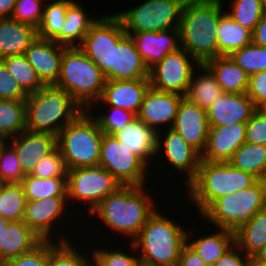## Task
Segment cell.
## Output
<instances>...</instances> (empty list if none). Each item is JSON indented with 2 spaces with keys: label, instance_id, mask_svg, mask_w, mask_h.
I'll use <instances>...</instances> for the list:
<instances>
[{
  "label": "cell",
  "instance_id": "cb8c5ba5",
  "mask_svg": "<svg viewBox=\"0 0 266 266\" xmlns=\"http://www.w3.org/2000/svg\"><path fill=\"white\" fill-rule=\"evenodd\" d=\"M149 87V79L106 81L99 101L137 115Z\"/></svg>",
  "mask_w": 266,
  "mask_h": 266
},
{
  "label": "cell",
  "instance_id": "603a6c76",
  "mask_svg": "<svg viewBox=\"0 0 266 266\" xmlns=\"http://www.w3.org/2000/svg\"><path fill=\"white\" fill-rule=\"evenodd\" d=\"M10 144L17 152L25 175L31 174L35 165L57 147L55 135L28 130L13 137Z\"/></svg>",
  "mask_w": 266,
  "mask_h": 266
},
{
  "label": "cell",
  "instance_id": "7c38bea8",
  "mask_svg": "<svg viewBox=\"0 0 266 266\" xmlns=\"http://www.w3.org/2000/svg\"><path fill=\"white\" fill-rule=\"evenodd\" d=\"M126 35L120 18L116 15L99 16L85 35L79 48L96 64L109 81V54L113 46Z\"/></svg>",
  "mask_w": 266,
  "mask_h": 266
},
{
  "label": "cell",
  "instance_id": "d6986e66",
  "mask_svg": "<svg viewBox=\"0 0 266 266\" xmlns=\"http://www.w3.org/2000/svg\"><path fill=\"white\" fill-rule=\"evenodd\" d=\"M246 123L222 127H209L207 145L201 161L229 162L234 153L245 143Z\"/></svg>",
  "mask_w": 266,
  "mask_h": 266
},
{
  "label": "cell",
  "instance_id": "74e56055",
  "mask_svg": "<svg viewBox=\"0 0 266 266\" xmlns=\"http://www.w3.org/2000/svg\"><path fill=\"white\" fill-rule=\"evenodd\" d=\"M1 61L27 95L35 93L45 86L25 54L9 56Z\"/></svg>",
  "mask_w": 266,
  "mask_h": 266
},
{
  "label": "cell",
  "instance_id": "816d5d0a",
  "mask_svg": "<svg viewBox=\"0 0 266 266\" xmlns=\"http://www.w3.org/2000/svg\"><path fill=\"white\" fill-rule=\"evenodd\" d=\"M246 94L257 108L266 102V71L249 76Z\"/></svg>",
  "mask_w": 266,
  "mask_h": 266
},
{
  "label": "cell",
  "instance_id": "ac0fdd59",
  "mask_svg": "<svg viewBox=\"0 0 266 266\" xmlns=\"http://www.w3.org/2000/svg\"><path fill=\"white\" fill-rule=\"evenodd\" d=\"M65 46L55 41L36 36L25 52L28 62L45 86L55 85L61 67L62 53Z\"/></svg>",
  "mask_w": 266,
  "mask_h": 266
},
{
  "label": "cell",
  "instance_id": "d6a6232c",
  "mask_svg": "<svg viewBox=\"0 0 266 266\" xmlns=\"http://www.w3.org/2000/svg\"><path fill=\"white\" fill-rule=\"evenodd\" d=\"M87 16L82 5L72 2L67 11L64 26L62 27V46L79 47L90 30L91 26L99 17ZM75 42H77L75 44Z\"/></svg>",
  "mask_w": 266,
  "mask_h": 266
},
{
  "label": "cell",
  "instance_id": "7dc6e473",
  "mask_svg": "<svg viewBox=\"0 0 266 266\" xmlns=\"http://www.w3.org/2000/svg\"><path fill=\"white\" fill-rule=\"evenodd\" d=\"M49 240H42L32 250L7 259L0 266H48Z\"/></svg>",
  "mask_w": 266,
  "mask_h": 266
},
{
  "label": "cell",
  "instance_id": "f5cc1de1",
  "mask_svg": "<svg viewBox=\"0 0 266 266\" xmlns=\"http://www.w3.org/2000/svg\"><path fill=\"white\" fill-rule=\"evenodd\" d=\"M239 250L234 244L212 266H251V259L246 254L243 257Z\"/></svg>",
  "mask_w": 266,
  "mask_h": 266
},
{
  "label": "cell",
  "instance_id": "e7e4bbea",
  "mask_svg": "<svg viewBox=\"0 0 266 266\" xmlns=\"http://www.w3.org/2000/svg\"><path fill=\"white\" fill-rule=\"evenodd\" d=\"M263 5H264L265 12H266V0H263Z\"/></svg>",
  "mask_w": 266,
  "mask_h": 266
},
{
  "label": "cell",
  "instance_id": "60d3db41",
  "mask_svg": "<svg viewBox=\"0 0 266 266\" xmlns=\"http://www.w3.org/2000/svg\"><path fill=\"white\" fill-rule=\"evenodd\" d=\"M231 12H226L235 22L252 32L265 14L263 0H233Z\"/></svg>",
  "mask_w": 266,
  "mask_h": 266
},
{
  "label": "cell",
  "instance_id": "11a10c76",
  "mask_svg": "<svg viewBox=\"0 0 266 266\" xmlns=\"http://www.w3.org/2000/svg\"><path fill=\"white\" fill-rule=\"evenodd\" d=\"M252 42L256 45L266 47V12L255 26L252 33Z\"/></svg>",
  "mask_w": 266,
  "mask_h": 266
},
{
  "label": "cell",
  "instance_id": "4fadbf2b",
  "mask_svg": "<svg viewBox=\"0 0 266 266\" xmlns=\"http://www.w3.org/2000/svg\"><path fill=\"white\" fill-rule=\"evenodd\" d=\"M199 65L186 50L180 48L176 52L167 54L149 69L150 87L184 96L194 72V66Z\"/></svg>",
  "mask_w": 266,
  "mask_h": 266
},
{
  "label": "cell",
  "instance_id": "681fc988",
  "mask_svg": "<svg viewBox=\"0 0 266 266\" xmlns=\"http://www.w3.org/2000/svg\"><path fill=\"white\" fill-rule=\"evenodd\" d=\"M27 94L0 60V99L25 101Z\"/></svg>",
  "mask_w": 266,
  "mask_h": 266
},
{
  "label": "cell",
  "instance_id": "ee69618b",
  "mask_svg": "<svg viewBox=\"0 0 266 266\" xmlns=\"http://www.w3.org/2000/svg\"><path fill=\"white\" fill-rule=\"evenodd\" d=\"M42 2L46 3L44 0H16L10 18L37 29L43 17Z\"/></svg>",
  "mask_w": 266,
  "mask_h": 266
},
{
  "label": "cell",
  "instance_id": "ffe728a7",
  "mask_svg": "<svg viewBox=\"0 0 266 266\" xmlns=\"http://www.w3.org/2000/svg\"><path fill=\"white\" fill-rule=\"evenodd\" d=\"M167 131L168 132L163 140H161L162 137H160V131L157 132L156 154L160 153L163 148L165 151L164 155L167 159L166 161H168V163H170L177 171L180 170L181 172H186L188 179L186 185H188L197 174L201 155L172 128H169Z\"/></svg>",
  "mask_w": 266,
  "mask_h": 266
},
{
  "label": "cell",
  "instance_id": "e575fe53",
  "mask_svg": "<svg viewBox=\"0 0 266 266\" xmlns=\"http://www.w3.org/2000/svg\"><path fill=\"white\" fill-rule=\"evenodd\" d=\"M72 2V0L46 2L41 23L36 29L37 36L62 45V27L65 23L66 11Z\"/></svg>",
  "mask_w": 266,
  "mask_h": 266
},
{
  "label": "cell",
  "instance_id": "be15d7a7",
  "mask_svg": "<svg viewBox=\"0 0 266 266\" xmlns=\"http://www.w3.org/2000/svg\"><path fill=\"white\" fill-rule=\"evenodd\" d=\"M140 266H164V265H154V264H150V263L141 262Z\"/></svg>",
  "mask_w": 266,
  "mask_h": 266
},
{
  "label": "cell",
  "instance_id": "d4e9b609",
  "mask_svg": "<svg viewBox=\"0 0 266 266\" xmlns=\"http://www.w3.org/2000/svg\"><path fill=\"white\" fill-rule=\"evenodd\" d=\"M113 136L125 146L129 152L140 157L147 165L150 156H156L157 133L142 122L137 116L121 131Z\"/></svg>",
  "mask_w": 266,
  "mask_h": 266
},
{
  "label": "cell",
  "instance_id": "7402d4cb",
  "mask_svg": "<svg viewBox=\"0 0 266 266\" xmlns=\"http://www.w3.org/2000/svg\"><path fill=\"white\" fill-rule=\"evenodd\" d=\"M132 37L144 63L150 69L167 54L180 49L179 29L126 33Z\"/></svg>",
  "mask_w": 266,
  "mask_h": 266
},
{
  "label": "cell",
  "instance_id": "6f0895ef",
  "mask_svg": "<svg viewBox=\"0 0 266 266\" xmlns=\"http://www.w3.org/2000/svg\"><path fill=\"white\" fill-rule=\"evenodd\" d=\"M251 262H266V244L251 258Z\"/></svg>",
  "mask_w": 266,
  "mask_h": 266
},
{
  "label": "cell",
  "instance_id": "ab89813d",
  "mask_svg": "<svg viewBox=\"0 0 266 266\" xmlns=\"http://www.w3.org/2000/svg\"><path fill=\"white\" fill-rule=\"evenodd\" d=\"M65 238H61L58 244L49 240L48 266H93V260H89L85 255H82Z\"/></svg>",
  "mask_w": 266,
  "mask_h": 266
},
{
  "label": "cell",
  "instance_id": "9a60e30c",
  "mask_svg": "<svg viewBox=\"0 0 266 266\" xmlns=\"http://www.w3.org/2000/svg\"><path fill=\"white\" fill-rule=\"evenodd\" d=\"M137 79H149V69L134 40L126 34L109 54V81Z\"/></svg>",
  "mask_w": 266,
  "mask_h": 266
},
{
  "label": "cell",
  "instance_id": "6125c7cd",
  "mask_svg": "<svg viewBox=\"0 0 266 266\" xmlns=\"http://www.w3.org/2000/svg\"><path fill=\"white\" fill-rule=\"evenodd\" d=\"M258 109L266 115V102L262 104Z\"/></svg>",
  "mask_w": 266,
  "mask_h": 266
},
{
  "label": "cell",
  "instance_id": "03108f58",
  "mask_svg": "<svg viewBox=\"0 0 266 266\" xmlns=\"http://www.w3.org/2000/svg\"><path fill=\"white\" fill-rule=\"evenodd\" d=\"M3 184H4V182L0 178V190H1V187H2Z\"/></svg>",
  "mask_w": 266,
  "mask_h": 266
},
{
  "label": "cell",
  "instance_id": "484cf974",
  "mask_svg": "<svg viewBox=\"0 0 266 266\" xmlns=\"http://www.w3.org/2000/svg\"><path fill=\"white\" fill-rule=\"evenodd\" d=\"M37 30L10 17L0 18V60L25 54Z\"/></svg>",
  "mask_w": 266,
  "mask_h": 266
},
{
  "label": "cell",
  "instance_id": "8992f818",
  "mask_svg": "<svg viewBox=\"0 0 266 266\" xmlns=\"http://www.w3.org/2000/svg\"><path fill=\"white\" fill-rule=\"evenodd\" d=\"M258 179L228 162L200 161L195 178L187 185L189 199L200 214L217 198L252 186Z\"/></svg>",
  "mask_w": 266,
  "mask_h": 266
},
{
  "label": "cell",
  "instance_id": "bcb514c9",
  "mask_svg": "<svg viewBox=\"0 0 266 266\" xmlns=\"http://www.w3.org/2000/svg\"><path fill=\"white\" fill-rule=\"evenodd\" d=\"M65 162L56 147L50 154L42 158L34 167L30 175L39 178L67 177Z\"/></svg>",
  "mask_w": 266,
  "mask_h": 266
},
{
  "label": "cell",
  "instance_id": "91938a15",
  "mask_svg": "<svg viewBox=\"0 0 266 266\" xmlns=\"http://www.w3.org/2000/svg\"><path fill=\"white\" fill-rule=\"evenodd\" d=\"M6 139L7 138L4 135L0 134V152L2 148L6 145V143H8L6 142L7 141Z\"/></svg>",
  "mask_w": 266,
  "mask_h": 266
},
{
  "label": "cell",
  "instance_id": "7bdbcfd3",
  "mask_svg": "<svg viewBox=\"0 0 266 266\" xmlns=\"http://www.w3.org/2000/svg\"><path fill=\"white\" fill-rule=\"evenodd\" d=\"M24 177L17 152L8 142L0 152V178L4 183H21Z\"/></svg>",
  "mask_w": 266,
  "mask_h": 266
},
{
  "label": "cell",
  "instance_id": "52a82bcc",
  "mask_svg": "<svg viewBox=\"0 0 266 266\" xmlns=\"http://www.w3.org/2000/svg\"><path fill=\"white\" fill-rule=\"evenodd\" d=\"M88 111L80 113L56 136V146L67 170L99 164L103 132Z\"/></svg>",
  "mask_w": 266,
  "mask_h": 266
},
{
  "label": "cell",
  "instance_id": "6da1fadb",
  "mask_svg": "<svg viewBox=\"0 0 266 266\" xmlns=\"http://www.w3.org/2000/svg\"><path fill=\"white\" fill-rule=\"evenodd\" d=\"M222 0H186L180 25V48L199 64L218 56L217 26L222 13Z\"/></svg>",
  "mask_w": 266,
  "mask_h": 266
},
{
  "label": "cell",
  "instance_id": "f1b7e54d",
  "mask_svg": "<svg viewBox=\"0 0 266 266\" xmlns=\"http://www.w3.org/2000/svg\"><path fill=\"white\" fill-rule=\"evenodd\" d=\"M192 233L186 234V244L196 252L205 263L212 266L225 252H227L234 243V232L219 228L216 233L200 236L189 242ZM191 237V238H189Z\"/></svg>",
  "mask_w": 266,
  "mask_h": 266
},
{
  "label": "cell",
  "instance_id": "836d02e7",
  "mask_svg": "<svg viewBox=\"0 0 266 266\" xmlns=\"http://www.w3.org/2000/svg\"><path fill=\"white\" fill-rule=\"evenodd\" d=\"M228 163L258 180H266V145L245 142Z\"/></svg>",
  "mask_w": 266,
  "mask_h": 266
},
{
  "label": "cell",
  "instance_id": "ba28073f",
  "mask_svg": "<svg viewBox=\"0 0 266 266\" xmlns=\"http://www.w3.org/2000/svg\"><path fill=\"white\" fill-rule=\"evenodd\" d=\"M266 206V180L215 199L201 214L216 227L235 232Z\"/></svg>",
  "mask_w": 266,
  "mask_h": 266
},
{
  "label": "cell",
  "instance_id": "f6af8a7d",
  "mask_svg": "<svg viewBox=\"0 0 266 266\" xmlns=\"http://www.w3.org/2000/svg\"><path fill=\"white\" fill-rule=\"evenodd\" d=\"M109 107V113H102L103 115L94 117L104 134L113 135L115 132L123 130L137 116L132 111L113 106Z\"/></svg>",
  "mask_w": 266,
  "mask_h": 266
},
{
  "label": "cell",
  "instance_id": "83f0119b",
  "mask_svg": "<svg viewBox=\"0 0 266 266\" xmlns=\"http://www.w3.org/2000/svg\"><path fill=\"white\" fill-rule=\"evenodd\" d=\"M223 92L246 93L249 75L230 56H217L204 63Z\"/></svg>",
  "mask_w": 266,
  "mask_h": 266
},
{
  "label": "cell",
  "instance_id": "3957f363",
  "mask_svg": "<svg viewBox=\"0 0 266 266\" xmlns=\"http://www.w3.org/2000/svg\"><path fill=\"white\" fill-rule=\"evenodd\" d=\"M163 215L155 210L130 246L134 251L140 248L138 256L141 262L177 266L187 242L188 230Z\"/></svg>",
  "mask_w": 266,
  "mask_h": 266
},
{
  "label": "cell",
  "instance_id": "f35d334b",
  "mask_svg": "<svg viewBox=\"0 0 266 266\" xmlns=\"http://www.w3.org/2000/svg\"><path fill=\"white\" fill-rule=\"evenodd\" d=\"M26 201L21 183H4L0 190V215L10 221L23 220Z\"/></svg>",
  "mask_w": 266,
  "mask_h": 266
},
{
  "label": "cell",
  "instance_id": "94428289",
  "mask_svg": "<svg viewBox=\"0 0 266 266\" xmlns=\"http://www.w3.org/2000/svg\"><path fill=\"white\" fill-rule=\"evenodd\" d=\"M251 266H266V262H251Z\"/></svg>",
  "mask_w": 266,
  "mask_h": 266
},
{
  "label": "cell",
  "instance_id": "44dd1931",
  "mask_svg": "<svg viewBox=\"0 0 266 266\" xmlns=\"http://www.w3.org/2000/svg\"><path fill=\"white\" fill-rule=\"evenodd\" d=\"M68 202L67 197L26 201L23 221L42 240H51L53 224H56V219L61 220L63 214L65 215V207Z\"/></svg>",
  "mask_w": 266,
  "mask_h": 266
},
{
  "label": "cell",
  "instance_id": "9f6ffc18",
  "mask_svg": "<svg viewBox=\"0 0 266 266\" xmlns=\"http://www.w3.org/2000/svg\"><path fill=\"white\" fill-rule=\"evenodd\" d=\"M16 0H0V18L11 17Z\"/></svg>",
  "mask_w": 266,
  "mask_h": 266
},
{
  "label": "cell",
  "instance_id": "4dcf8cb0",
  "mask_svg": "<svg viewBox=\"0 0 266 266\" xmlns=\"http://www.w3.org/2000/svg\"><path fill=\"white\" fill-rule=\"evenodd\" d=\"M198 69L199 71H203V74L197 77L198 75L194 74L195 71L193 72L184 97L190 102L197 104L200 108L208 110V108L224 92L220 85L216 82L214 75L204 64H200Z\"/></svg>",
  "mask_w": 266,
  "mask_h": 266
},
{
  "label": "cell",
  "instance_id": "277c9868",
  "mask_svg": "<svg viewBox=\"0 0 266 266\" xmlns=\"http://www.w3.org/2000/svg\"><path fill=\"white\" fill-rule=\"evenodd\" d=\"M25 104L26 130L55 136L83 112L66 91L54 85L29 94Z\"/></svg>",
  "mask_w": 266,
  "mask_h": 266
},
{
  "label": "cell",
  "instance_id": "5b68a950",
  "mask_svg": "<svg viewBox=\"0 0 266 266\" xmlns=\"http://www.w3.org/2000/svg\"><path fill=\"white\" fill-rule=\"evenodd\" d=\"M106 79L101 69L79 47H65L60 75L54 86L66 91L81 107L100 100Z\"/></svg>",
  "mask_w": 266,
  "mask_h": 266
},
{
  "label": "cell",
  "instance_id": "8fae6325",
  "mask_svg": "<svg viewBox=\"0 0 266 266\" xmlns=\"http://www.w3.org/2000/svg\"><path fill=\"white\" fill-rule=\"evenodd\" d=\"M98 165L112 174L122 185L135 186H144L147 179L145 169L149 166L140 157L129 152L113 135L104 133Z\"/></svg>",
  "mask_w": 266,
  "mask_h": 266
},
{
  "label": "cell",
  "instance_id": "30bf717a",
  "mask_svg": "<svg viewBox=\"0 0 266 266\" xmlns=\"http://www.w3.org/2000/svg\"><path fill=\"white\" fill-rule=\"evenodd\" d=\"M67 199L74 203L88 204V212L109 194L123 186L112 174L102 166L79 167L67 171Z\"/></svg>",
  "mask_w": 266,
  "mask_h": 266
},
{
  "label": "cell",
  "instance_id": "c3c4849f",
  "mask_svg": "<svg viewBox=\"0 0 266 266\" xmlns=\"http://www.w3.org/2000/svg\"><path fill=\"white\" fill-rule=\"evenodd\" d=\"M93 266H140L139 256L118 250L97 249L92 253Z\"/></svg>",
  "mask_w": 266,
  "mask_h": 266
},
{
  "label": "cell",
  "instance_id": "680465c9",
  "mask_svg": "<svg viewBox=\"0 0 266 266\" xmlns=\"http://www.w3.org/2000/svg\"><path fill=\"white\" fill-rule=\"evenodd\" d=\"M9 222H10V220L3 218L0 215V245H1V236H2L3 230H6V227H7Z\"/></svg>",
  "mask_w": 266,
  "mask_h": 266
},
{
  "label": "cell",
  "instance_id": "db71d44e",
  "mask_svg": "<svg viewBox=\"0 0 266 266\" xmlns=\"http://www.w3.org/2000/svg\"><path fill=\"white\" fill-rule=\"evenodd\" d=\"M177 266H209L187 244L183 247Z\"/></svg>",
  "mask_w": 266,
  "mask_h": 266
},
{
  "label": "cell",
  "instance_id": "e0dca14e",
  "mask_svg": "<svg viewBox=\"0 0 266 266\" xmlns=\"http://www.w3.org/2000/svg\"><path fill=\"white\" fill-rule=\"evenodd\" d=\"M257 109L246 93L224 92L206 110L209 127L247 123Z\"/></svg>",
  "mask_w": 266,
  "mask_h": 266
},
{
  "label": "cell",
  "instance_id": "8d00e7d4",
  "mask_svg": "<svg viewBox=\"0 0 266 266\" xmlns=\"http://www.w3.org/2000/svg\"><path fill=\"white\" fill-rule=\"evenodd\" d=\"M26 130L25 101L0 99V134L7 140Z\"/></svg>",
  "mask_w": 266,
  "mask_h": 266
},
{
  "label": "cell",
  "instance_id": "5bb4252c",
  "mask_svg": "<svg viewBox=\"0 0 266 266\" xmlns=\"http://www.w3.org/2000/svg\"><path fill=\"white\" fill-rule=\"evenodd\" d=\"M172 129L200 155L204 152L209 132L206 110L184 97L178 107Z\"/></svg>",
  "mask_w": 266,
  "mask_h": 266
},
{
  "label": "cell",
  "instance_id": "f546056e",
  "mask_svg": "<svg viewBox=\"0 0 266 266\" xmlns=\"http://www.w3.org/2000/svg\"><path fill=\"white\" fill-rule=\"evenodd\" d=\"M234 243L250 259L266 244V206L234 232Z\"/></svg>",
  "mask_w": 266,
  "mask_h": 266
},
{
  "label": "cell",
  "instance_id": "f907efd6",
  "mask_svg": "<svg viewBox=\"0 0 266 266\" xmlns=\"http://www.w3.org/2000/svg\"><path fill=\"white\" fill-rule=\"evenodd\" d=\"M245 142L266 145V115L257 109L246 123Z\"/></svg>",
  "mask_w": 266,
  "mask_h": 266
},
{
  "label": "cell",
  "instance_id": "d590c367",
  "mask_svg": "<svg viewBox=\"0 0 266 266\" xmlns=\"http://www.w3.org/2000/svg\"><path fill=\"white\" fill-rule=\"evenodd\" d=\"M27 201L41 200L49 197H67V177L39 178L25 175L21 182Z\"/></svg>",
  "mask_w": 266,
  "mask_h": 266
},
{
  "label": "cell",
  "instance_id": "7a4b0ae2",
  "mask_svg": "<svg viewBox=\"0 0 266 266\" xmlns=\"http://www.w3.org/2000/svg\"><path fill=\"white\" fill-rule=\"evenodd\" d=\"M143 189L144 186L123 185L104 198L91 214H98L108 228L133 241L156 210L151 196Z\"/></svg>",
  "mask_w": 266,
  "mask_h": 266
},
{
  "label": "cell",
  "instance_id": "1f68e13d",
  "mask_svg": "<svg viewBox=\"0 0 266 266\" xmlns=\"http://www.w3.org/2000/svg\"><path fill=\"white\" fill-rule=\"evenodd\" d=\"M252 31L240 26L224 13L217 26L218 56H230L252 42Z\"/></svg>",
  "mask_w": 266,
  "mask_h": 266
},
{
  "label": "cell",
  "instance_id": "2e32d148",
  "mask_svg": "<svg viewBox=\"0 0 266 266\" xmlns=\"http://www.w3.org/2000/svg\"><path fill=\"white\" fill-rule=\"evenodd\" d=\"M183 98L184 96L178 93L159 91L149 87L137 117L156 133L160 125L165 123H170L169 128H172Z\"/></svg>",
  "mask_w": 266,
  "mask_h": 266
},
{
  "label": "cell",
  "instance_id": "4316f807",
  "mask_svg": "<svg viewBox=\"0 0 266 266\" xmlns=\"http://www.w3.org/2000/svg\"><path fill=\"white\" fill-rule=\"evenodd\" d=\"M41 241L23 220L10 221L1 236L0 263L32 250Z\"/></svg>",
  "mask_w": 266,
  "mask_h": 266
},
{
  "label": "cell",
  "instance_id": "9c48e42d",
  "mask_svg": "<svg viewBox=\"0 0 266 266\" xmlns=\"http://www.w3.org/2000/svg\"><path fill=\"white\" fill-rule=\"evenodd\" d=\"M186 0H146L125 12L115 13L126 33L179 29Z\"/></svg>",
  "mask_w": 266,
  "mask_h": 266
},
{
  "label": "cell",
  "instance_id": "b9f144b4",
  "mask_svg": "<svg viewBox=\"0 0 266 266\" xmlns=\"http://www.w3.org/2000/svg\"><path fill=\"white\" fill-rule=\"evenodd\" d=\"M230 57L249 76L257 72L266 71V47L251 42L233 52Z\"/></svg>",
  "mask_w": 266,
  "mask_h": 266
}]
</instances>
